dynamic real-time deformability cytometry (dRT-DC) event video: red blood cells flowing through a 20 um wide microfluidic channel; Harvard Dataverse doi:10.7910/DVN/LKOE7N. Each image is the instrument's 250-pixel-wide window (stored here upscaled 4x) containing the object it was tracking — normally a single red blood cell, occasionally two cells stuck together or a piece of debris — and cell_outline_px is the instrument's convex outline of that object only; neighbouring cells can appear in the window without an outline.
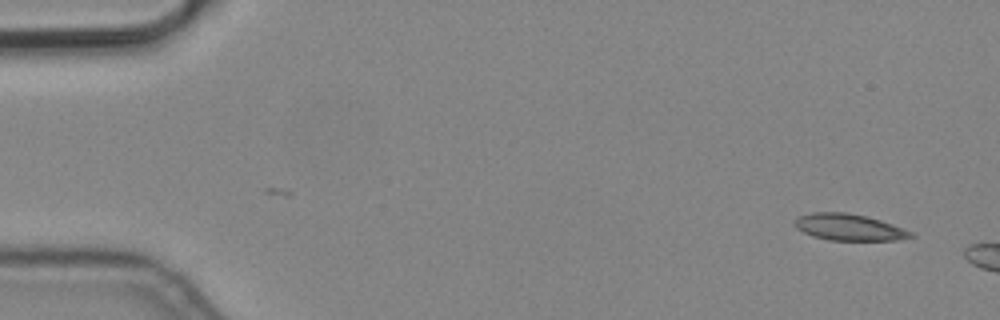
{"species": "common noctule bat (a hibernating species)", "species_latin": "Nyctalus noctula", "temperature_condition": "cold", "stored_images_in_passage": 3, "camera_frame_rate_fps": 3000, "um_per_image_px": 0.085, "animal": {"sex": "male", "body_mass_g": 19.2, "forearm_length_mm": 51.8}, "frame": {"image": 1, "passage_image": 1, "time_ms": 0.0, "image_size_px": [1000, 320], "cell_outline_px": [[916, 236], [896, 240], [828, 240], [812, 236], [796, 228], [792, 224], [800, 216], [812, 212], [844, 212], [868, 216], [904, 228], [912, 232]], "centroid_in_image_um": [72.17, 19.31], "position_along_channel_um": 12.8, "area_um2": 17.98}}